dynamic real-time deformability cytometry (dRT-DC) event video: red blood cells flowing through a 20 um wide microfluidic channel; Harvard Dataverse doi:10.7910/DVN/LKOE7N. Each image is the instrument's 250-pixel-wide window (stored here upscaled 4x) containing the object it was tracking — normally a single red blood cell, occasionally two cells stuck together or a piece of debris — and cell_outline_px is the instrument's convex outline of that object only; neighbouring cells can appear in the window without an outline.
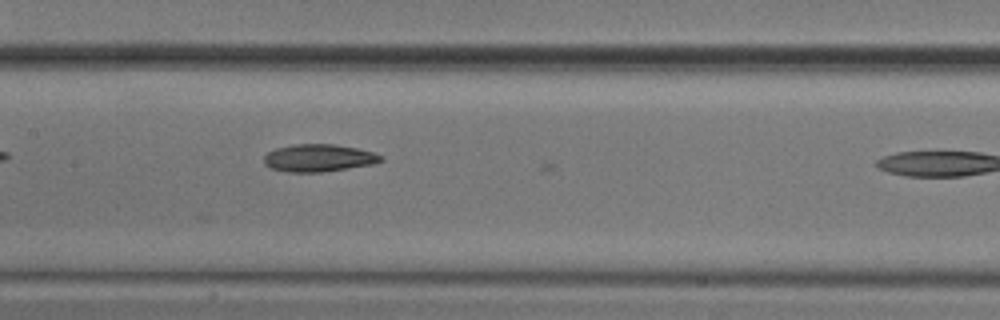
{"species": "common noctule bat (a hibernating species)", "species_latin": "Nyctalus noctula", "temperature_condition": "cold", "stored_images_in_passage": 10, "camera_frame_rate_fps": 3000, "um_per_image_px": 0.085, "animal": {"sex": "male", "body_mass_g": 20.5, "forearm_length_mm": 52.5}, "frame": {"image": 1, "passage_image": 9, "time_ms": 2.667, "image_size_px": [1000, 320], "cell_outline_px": [[384, 160], [376, 164], [320, 172], [288, 172], [272, 168], [264, 164], [264, 156], [268, 152], [276, 148], [296, 144], [336, 144], [356, 148], [372, 152], [384, 156]], "centroid_in_image_um": [27.12, 13.42], "position_along_channel_um": 180.3, "area_um2": 18.73}}